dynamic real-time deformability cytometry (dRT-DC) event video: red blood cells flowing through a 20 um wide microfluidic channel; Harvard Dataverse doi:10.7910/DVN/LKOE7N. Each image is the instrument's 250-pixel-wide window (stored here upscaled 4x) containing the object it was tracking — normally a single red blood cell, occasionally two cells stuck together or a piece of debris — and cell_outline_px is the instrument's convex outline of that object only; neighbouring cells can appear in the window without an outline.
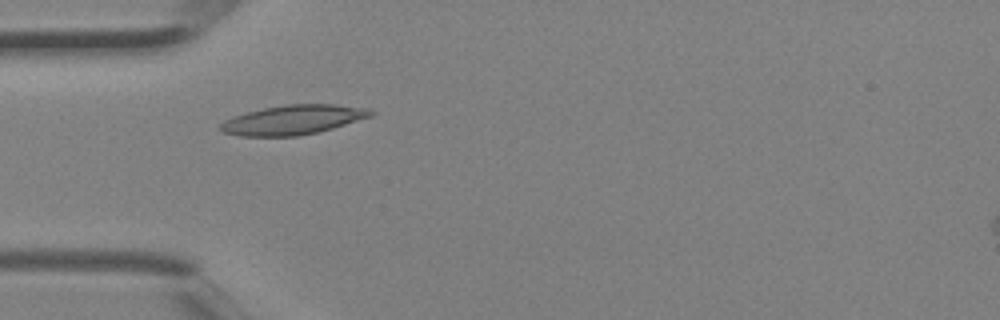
{"species": "Egyptian fruit bat (a non-hibernating species)", "species_latin": "Rousettus aegyptiacus", "temperature_condition": "room temperature", "stored_images_in_passage": 4, "camera_frame_rate_fps": 3000, "um_per_image_px": 0.085, "animal": {"sex": "female"}, "frame": {"image": 1, "passage_image": 3, "time_ms": 0.667, "image_size_px": [1000, 320], "cell_outline_px": [[376, 112], [372, 116], [332, 128], [316, 132], [296, 136], [240, 136], [220, 132], [216, 128], [224, 120], [232, 116], [264, 108], [284, 104], [332, 104], [368, 108]], "centroid_in_image_um": [24.86, 10.18], "position_along_channel_um": 60.1, "area_um2": 25.89}}
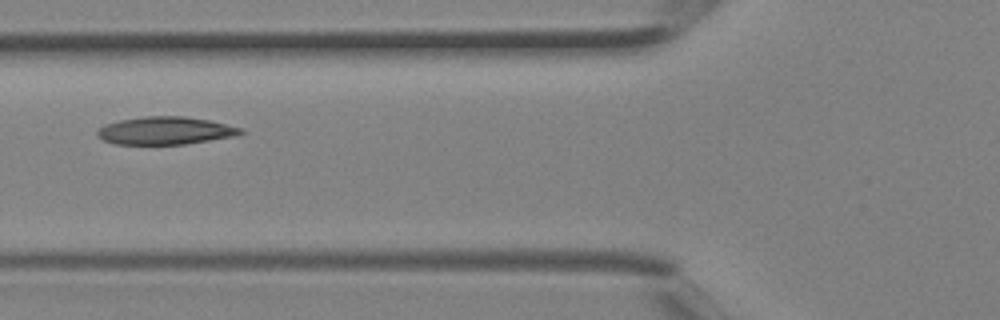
{"frame": {"image": 2, "passage_image": 4, "time_ms": 1.0, "image_size_px": [1000, 320], "cell_outline_px": [[244, 132], [236, 136], [184, 144], [112, 144], [96, 136], [96, 132], [104, 124], [120, 120], [144, 116], [184, 116], [208, 120], [244, 128]], "centroid_in_image_um": [14.04, 11.1], "position_along_channel_um": 111.8, "area_um2": 23.24}}